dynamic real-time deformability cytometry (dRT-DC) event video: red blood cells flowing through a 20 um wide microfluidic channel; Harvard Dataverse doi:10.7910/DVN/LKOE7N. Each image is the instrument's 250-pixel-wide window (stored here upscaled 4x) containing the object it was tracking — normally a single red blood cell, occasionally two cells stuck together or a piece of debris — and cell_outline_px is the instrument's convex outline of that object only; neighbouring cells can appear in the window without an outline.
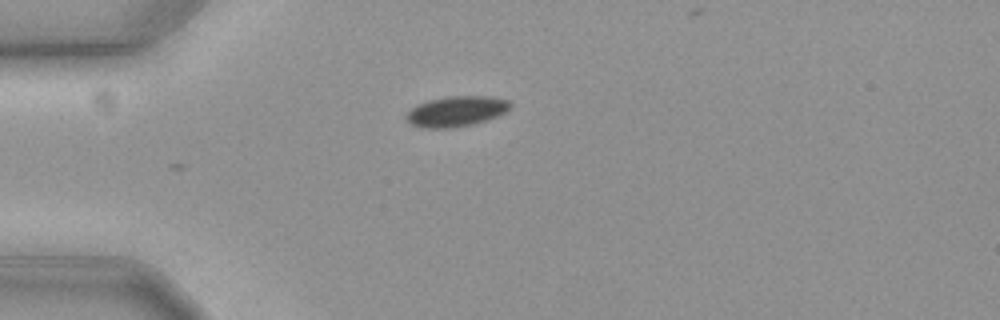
{"species": "common noctule bat (a hibernating species)", "species_latin": "Nyctalus noctula", "temperature_condition": "cold", "stored_images_in_passage": 7, "camera_frame_rate_fps": 3000, "um_per_image_px": 0.085, "animal": {"sex": "female", "body_mass_g": 19.3, "forearm_length_mm": 54.1}, "frame": {"image": 1, "passage_image": 1, "time_ms": 0.0, "image_size_px": [1000, 320], "cell_outline_px": [[512, 108], [496, 116], [472, 124], [444, 128], [424, 128], [412, 124], [404, 116], [416, 104], [428, 100], [448, 96], [488, 96], [512, 100]], "centroid_in_image_um": [38.8, 9.44], "position_along_channel_um": 46.2, "area_um2": 18.32}}
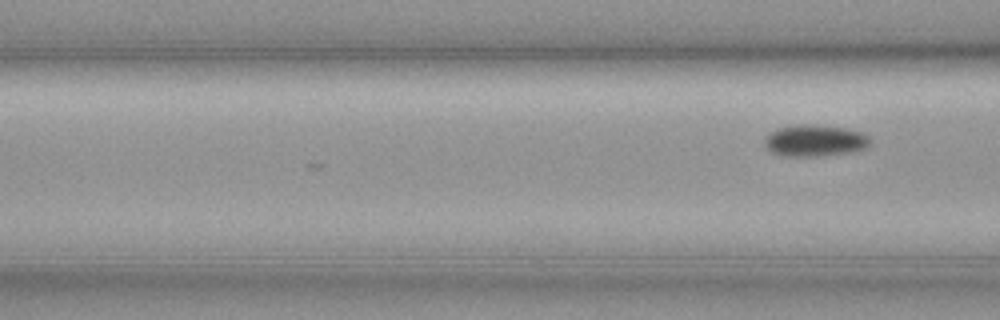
{"frame": {"image": 2, "passage_image": 7, "time_ms": 2.0, "image_size_px": [1000, 320], "cell_outline_px": [[872, 140], [864, 148], [852, 152], [820, 156], [784, 156], [772, 152], [764, 144], [764, 136], [776, 128], [804, 124], [812, 124], [844, 128], [860, 132], [868, 136]], "centroid_in_image_um": [69.23, 11.95], "position_along_channel_um": 97.4, "area_um2": 19.42}}